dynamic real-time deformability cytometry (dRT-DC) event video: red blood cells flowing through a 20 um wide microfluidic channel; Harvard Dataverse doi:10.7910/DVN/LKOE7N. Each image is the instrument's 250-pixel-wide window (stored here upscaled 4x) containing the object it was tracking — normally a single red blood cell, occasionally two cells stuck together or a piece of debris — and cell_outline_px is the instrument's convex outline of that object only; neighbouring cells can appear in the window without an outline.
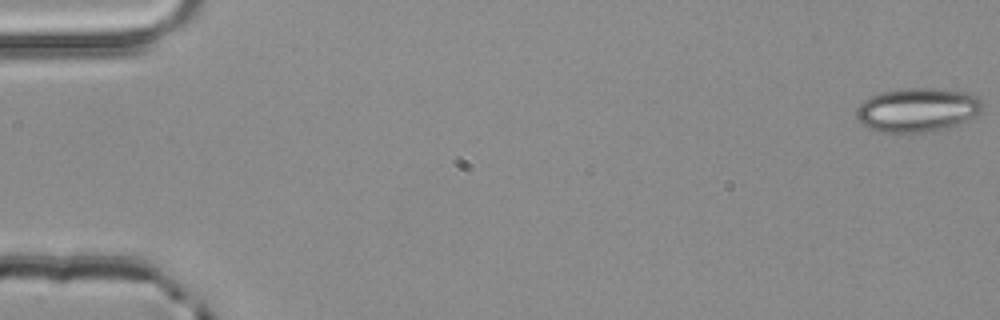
{"species": "common noctule bat (a hibernating species)", "species_latin": "Nyctalus noctula", "temperature_condition": "room temperature", "stored_images_in_passage": 5, "camera_frame_rate_fps": 3000, "um_per_image_px": 0.085, "animal": {"sex": "male", "body_mass_g": 20.4}, "frame": {"image": 1, "passage_image": 1, "time_ms": 0.0, "image_size_px": [1000, 320], "cell_outline_px": [[984, 104], [980, 112], [956, 124], [924, 132], [880, 132], [868, 128], [856, 116], [856, 108], [864, 100], [880, 92], [900, 88], [932, 88], [968, 92], [976, 96]], "centroid_in_image_um": [77.95, 9.31], "position_along_channel_um": 7.1, "area_um2": 31.91}}